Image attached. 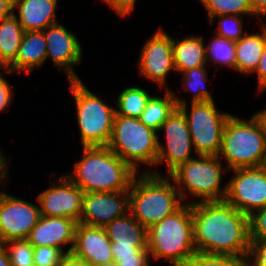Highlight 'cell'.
Returning a JSON list of instances; mask_svg holds the SVG:
<instances>
[{
  "instance_id": "obj_1",
  "label": "cell",
  "mask_w": 266,
  "mask_h": 266,
  "mask_svg": "<svg viewBox=\"0 0 266 266\" xmlns=\"http://www.w3.org/2000/svg\"><path fill=\"white\" fill-rule=\"evenodd\" d=\"M196 252L247 258L249 217L225 200L192 204Z\"/></svg>"
},
{
  "instance_id": "obj_2",
  "label": "cell",
  "mask_w": 266,
  "mask_h": 266,
  "mask_svg": "<svg viewBox=\"0 0 266 266\" xmlns=\"http://www.w3.org/2000/svg\"><path fill=\"white\" fill-rule=\"evenodd\" d=\"M136 174L108 146L82 147L72 172L64 173L84 193L129 190Z\"/></svg>"
},
{
  "instance_id": "obj_3",
  "label": "cell",
  "mask_w": 266,
  "mask_h": 266,
  "mask_svg": "<svg viewBox=\"0 0 266 266\" xmlns=\"http://www.w3.org/2000/svg\"><path fill=\"white\" fill-rule=\"evenodd\" d=\"M129 194L130 213L146 229L184 205L179 190L168 175L137 173Z\"/></svg>"
},
{
  "instance_id": "obj_4",
  "label": "cell",
  "mask_w": 266,
  "mask_h": 266,
  "mask_svg": "<svg viewBox=\"0 0 266 266\" xmlns=\"http://www.w3.org/2000/svg\"><path fill=\"white\" fill-rule=\"evenodd\" d=\"M147 248L151 260L182 266L196 252L193 235L192 204H184L174 214L147 229Z\"/></svg>"
},
{
  "instance_id": "obj_5",
  "label": "cell",
  "mask_w": 266,
  "mask_h": 266,
  "mask_svg": "<svg viewBox=\"0 0 266 266\" xmlns=\"http://www.w3.org/2000/svg\"><path fill=\"white\" fill-rule=\"evenodd\" d=\"M223 163L218 156L196 155L168 175L179 190L184 204L225 199L227 182L221 185L229 169ZM190 196L194 197L193 201Z\"/></svg>"
},
{
  "instance_id": "obj_6",
  "label": "cell",
  "mask_w": 266,
  "mask_h": 266,
  "mask_svg": "<svg viewBox=\"0 0 266 266\" xmlns=\"http://www.w3.org/2000/svg\"><path fill=\"white\" fill-rule=\"evenodd\" d=\"M108 147L136 173H151L156 166L158 132L148 128L140 119L115 113ZM141 167L145 168L141 170Z\"/></svg>"
},
{
  "instance_id": "obj_7",
  "label": "cell",
  "mask_w": 266,
  "mask_h": 266,
  "mask_svg": "<svg viewBox=\"0 0 266 266\" xmlns=\"http://www.w3.org/2000/svg\"><path fill=\"white\" fill-rule=\"evenodd\" d=\"M218 157L229 170L264 166L266 140L257 122L231 114L227 119Z\"/></svg>"
},
{
  "instance_id": "obj_8",
  "label": "cell",
  "mask_w": 266,
  "mask_h": 266,
  "mask_svg": "<svg viewBox=\"0 0 266 266\" xmlns=\"http://www.w3.org/2000/svg\"><path fill=\"white\" fill-rule=\"evenodd\" d=\"M68 82L75 102L80 144L82 147L108 146L116 113L115 106L104 103L82 80Z\"/></svg>"
},
{
  "instance_id": "obj_9",
  "label": "cell",
  "mask_w": 266,
  "mask_h": 266,
  "mask_svg": "<svg viewBox=\"0 0 266 266\" xmlns=\"http://www.w3.org/2000/svg\"><path fill=\"white\" fill-rule=\"evenodd\" d=\"M172 92L177 107L187 120L196 154L218 156L223 129L232 113L218 110L215 101L189 102L188 105L184 96L178 95L173 90Z\"/></svg>"
},
{
  "instance_id": "obj_10",
  "label": "cell",
  "mask_w": 266,
  "mask_h": 266,
  "mask_svg": "<svg viewBox=\"0 0 266 266\" xmlns=\"http://www.w3.org/2000/svg\"><path fill=\"white\" fill-rule=\"evenodd\" d=\"M164 133V141H160V133ZM194 153V154H193ZM191 134L187 120L183 112L177 107L169 118L161 125L158 131V154L155 169L151 172L155 175H169L179 165L186 163L195 157ZM166 165V173L156 170L159 165Z\"/></svg>"
},
{
  "instance_id": "obj_11",
  "label": "cell",
  "mask_w": 266,
  "mask_h": 266,
  "mask_svg": "<svg viewBox=\"0 0 266 266\" xmlns=\"http://www.w3.org/2000/svg\"><path fill=\"white\" fill-rule=\"evenodd\" d=\"M142 46L136 65L138 75L155 84L161 92V89H171L167 85V76L172 71L176 73L171 34L158 27Z\"/></svg>"
},
{
  "instance_id": "obj_12",
  "label": "cell",
  "mask_w": 266,
  "mask_h": 266,
  "mask_svg": "<svg viewBox=\"0 0 266 266\" xmlns=\"http://www.w3.org/2000/svg\"><path fill=\"white\" fill-rule=\"evenodd\" d=\"M225 201L248 217L266 206V168L248 167L229 170Z\"/></svg>"
},
{
  "instance_id": "obj_13",
  "label": "cell",
  "mask_w": 266,
  "mask_h": 266,
  "mask_svg": "<svg viewBox=\"0 0 266 266\" xmlns=\"http://www.w3.org/2000/svg\"><path fill=\"white\" fill-rule=\"evenodd\" d=\"M55 174L51 172V185L36 197L35 201L40 206V214L48 217H66L79 221L84 192L64 174H59L58 178L55 177Z\"/></svg>"
},
{
  "instance_id": "obj_14",
  "label": "cell",
  "mask_w": 266,
  "mask_h": 266,
  "mask_svg": "<svg viewBox=\"0 0 266 266\" xmlns=\"http://www.w3.org/2000/svg\"><path fill=\"white\" fill-rule=\"evenodd\" d=\"M40 216V206L5 192L0 202V243L27 239Z\"/></svg>"
},
{
  "instance_id": "obj_15",
  "label": "cell",
  "mask_w": 266,
  "mask_h": 266,
  "mask_svg": "<svg viewBox=\"0 0 266 266\" xmlns=\"http://www.w3.org/2000/svg\"><path fill=\"white\" fill-rule=\"evenodd\" d=\"M46 39V60L51 59L57 71L65 73L68 81L81 80L75 66L82 62L83 47L73 31L56 23L43 30Z\"/></svg>"
},
{
  "instance_id": "obj_16",
  "label": "cell",
  "mask_w": 266,
  "mask_h": 266,
  "mask_svg": "<svg viewBox=\"0 0 266 266\" xmlns=\"http://www.w3.org/2000/svg\"><path fill=\"white\" fill-rule=\"evenodd\" d=\"M130 213L129 190L88 192L82 197V212L78 223L104 227L114 219Z\"/></svg>"
},
{
  "instance_id": "obj_17",
  "label": "cell",
  "mask_w": 266,
  "mask_h": 266,
  "mask_svg": "<svg viewBox=\"0 0 266 266\" xmlns=\"http://www.w3.org/2000/svg\"><path fill=\"white\" fill-rule=\"evenodd\" d=\"M77 225L74 219L41 215L27 240L33 247L50 246L71 253Z\"/></svg>"
},
{
  "instance_id": "obj_18",
  "label": "cell",
  "mask_w": 266,
  "mask_h": 266,
  "mask_svg": "<svg viewBox=\"0 0 266 266\" xmlns=\"http://www.w3.org/2000/svg\"><path fill=\"white\" fill-rule=\"evenodd\" d=\"M71 253L90 266L114 261L111 241L103 227L78 223Z\"/></svg>"
},
{
  "instance_id": "obj_19",
  "label": "cell",
  "mask_w": 266,
  "mask_h": 266,
  "mask_svg": "<svg viewBox=\"0 0 266 266\" xmlns=\"http://www.w3.org/2000/svg\"><path fill=\"white\" fill-rule=\"evenodd\" d=\"M58 3V0H13V14L24 31H43L59 23L56 17Z\"/></svg>"
},
{
  "instance_id": "obj_20",
  "label": "cell",
  "mask_w": 266,
  "mask_h": 266,
  "mask_svg": "<svg viewBox=\"0 0 266 266\" xmlns=\"http://www.w3.org/2000/svg\"><path fill=\"white\" fill-rule=\"evenodd\" d=\"M46 45L43 31H25L16 57L6 69L15 74L39 69L46 62Z\"/></svg>"
},
{
  "instance_id": "obj_21",
  "label": "cell",
  "mask_w": 266,
  "mask_h": 266,
  "mask_svg": "<svg viewBox=\"0 0 266 266\" xmlns=\"http://www.w3.org/2000/svg\"><path fill=\"white\" fill-rule=\"evenodd\" d=\"M260 32H247L235 42L236 72L240 75L254 74L266 44V23H259Z\"/></svg>"
},
{
  "instance_id": "obj_22",
  "label": "cell",
  "mask_w": 266,
  "mask_h": 266,
  "mask_svg": "<svg viewBox=\"0 0 266 266\" xmlns=\"http://www.w3.org/2000/svg\"><path fill=\"white\" fill-rule=\"evenodd\" d=\"M204 36L189 35L181 39L172 37V50L176 72L181 74L183 71L195 67L208 65L206 61Z\"/></svg>"
},
{
  "instance_id": "obj_23",
  "label": "cell",
  "mask_w": 266,
  "mask_h": 266,
  "mask_svg": "<svg viewBox=\"0 0 266 266\" xmlns=\"http://www.w3.org/2000/svg\"><path fill=\"white\" fill-rule=\"evenodd\" d=\"M103 228L111 243L147 245V229L131 213L114 219Z\"/></svg>"
},
{
  "instance_id": "obj_24",
  "label": "cell",
  "mask_w": 266,
  "mask_h": 266,
  "mask_svg": "<svg viewBox=\"0 0 266 266\" xmlns=\"http://www.w3.org/2000/svg\"><path fill=\"white\" fill-rule=\"evenodd\" d=\"M163 91V96L153 93L139 118L148 128L156 132L177 108L172 89Z\"/></svg>"
},
{
  "instance_id": "obj_25",
  "label": "cell",
  "mask_w": 266,
  "mask_h": 266,
  "mask_svg": "<svg viewBox=\"0 0 266 266\" xmlns=\"http://www.w3.org/2000/svg\"><path fill=\"white\" fill-rule=\"evenodd\" d=\"M24 33L13 13L0 20V69L6 68L15 59Z\"/></svg>"
},
{
  "instance_id": "obj_26",
  "label": "cell",
  "mask_w": 266,
  "mask_h": 266,
  "mask_svg": "<svg viewBox=\"0 0 266 266\" xmlns=\"http://www.w3.org/2000/svg\"><path fill=\"white\" fill-rule=\"evenodd\" d=\"M152 95L151 91L139 84L125 87L116 97V114L139 119Z\"/></svg>"
},
{
  "instance_id": "obj_27",
  "label": "cell",
  "mask_w": 266,
  "mask_h": 266,
  "mask_svg": "<svg viewBox=\"0 0 266 266\" xmlns=\"http://www.w3.org/2000/svg\"><path fill=\"white\" fill-rule=\"evenodd\" d=\"M206 61L218 72L220 67L231 68L236 72L235 42L214 34L205 43ZM217 66V67H216ZM226 66V67H225Z\"/></svg>"
},
{
  "instance_id": "obj_28",
  "label": "cell",
  "mask_w": 266,
  "mask_h": 266,
  "mask_svg": "<svg viewBox=\"0 0 266 266\" xmlns=\"http://www.w3.org/2000/svg\"><path fill=\"white\" fill-rule=\"evenodd\" d=\"M209 67L210 66L208 65L195 67L192 69L185 70L181 73V89H183L182 91L184 92H191V103L215 100L212 96L213 94H211L209 89L206 88L207 81H210V78H208Z\"/></svg>"
},
{
  "instance_id": "obj_29",
  "label": "cell",
  "mask_w": 266,
  "mask_h": 266,
  "mask_svg": "<svg viewBox=\"0 0 266 266\" xmlns=\"http://www.w3.org/2000/svg\"><path fill=\"white\" fill-rule=\"evenodd\" d=\"M207 12L208 21L219 15L251 17L254 12L251 0H199Z\"/></svg>"
},
{
  "instance_id": "obj_30",
  "label": "cell",
  "mask_w": 266,
  "mask_h": 266,
  "mask_svg": "<svg viewBox=\"0 0 266 266\" xmlns=\"http://www.w3.org/2000/svg\"><path fill=\"white\" fill-rule=\"evenodd\" d=\"M243 19V20H242ZM218 22L214 34L231 41H238L248 30L244 29V16L238 15H219L209 20L210 26Z\"/></svg>"
},
{
  "instance_id": "obj_31",
  "label": "cell",
  "mask_w": 266,
  "mask_h": 266,
  "mask_svg": "<svg viewBox=\"0 0 266 266\" xmlns=\"http://www.w3.org/2000/svg\"><path fill=\"white\" fill-rule=\"evenodd\" d=\"M182 266H246V258L195 252Z\"/></svg>"
},
{
  "instance_id": "obj_32",
  "label": "cell",
  "mask_w": 266,
  "mask_h": 266,
  "mask_svg": "<svg viewBox=\"0 0 266 266\" xmlns=\"http://www.w3.org/2000/svg\"><path fill=\"white\" fill-rule=\"evenodd\" d=\"M3 244L12 266H34V247L27 239L10 240Z\"/></svg>"
},
{
  "instance_id": "obj_33",
  "label": "cell",
  "mask_w": 266,
  "mask_h": 266,
  "mask_svg": "<svg viewBox=\"0 0 266 266\" xmlns=\"http://www.w3.org/2000/svg\"><path fill=\"white\" fill-rule=\"evenodd\" d=\"M65 253L55 247H34V266H58Z\"/></svg>"
},
{
  "instance_id": "obj_34",
  "label": "cell",
  "mask_w": 266,
  "mask_h": 266,
  "mask_svg": "<svg viewBox=\"0 0 266 266\" xmlns=\"http://www.w3.org/2000/svg\"><path fill=\"white\" fill-rule=\"evenodd\" d=\"M246 266H266V238L250 239Z\"/></svg>"
},
{
  "instance_id": "obj_35",
  "label": "cell",
  "mask_w": 266,
  "mask_h": 266,
  "mask_svg": "<svg viewBox=\"0 0 266 266\" xmlns=\"http://www.w3.org/2000/svg\"><path fill=\"white\" fill-rule=\"evenodd\" d=\"M250 239L266 238V206L249 216Z\"/></svg>"
},
{
  "instance_id": "obj_36",
  "label": "cell",
  "mask_w": 266,
  "mask_h": 266,
  "mask_svg": "<svg viewBox=\"0 0 266 266\" xmlns=\"http://www.w3.org/2000/svg\"><path fill=\"white\" fill-rule=\"evenodd\" d=\"M3 70V71H1ZM0 70V114L7 110L12 101L14 100V90H12V85L4 77V75H13L11 71L6 68H1Z\"/></svg>"
},
{
  "instance_id": "obj_37",
  "label": "cell",
  "mask_w": 266,
  "mask_h": 266,
  "mask_svg": "<svg viewBox=\"0 0 266 266\" xmlns=\"http://www.w3.org/2000/svg\"><path fill=\"white\" fill-rule=\"evenodd\" d=\"M114 259L136 258V254H150L147 245H117L111 243Z\"/></svg>"
},
{
  "instance_id": "obj_38",
  "label": "cell",
  "mask_w": 266,
  "mask_h": 266,
  "mask_svg": "<svg viewBox=\"0 0 266 266\" xmlns=\"http://www.w3.org/2000/svg\"><path fill=\"white\" fill-rule=\"evenodd\" d=\"M106 4L118 17H128L134 13L138 0H101Z\"/></svg>"
},
{
  "instance_id": "obj_39",
  "label": "cell",
  "mask_w": 266,
  "mask_h": 266,
  "mask_svg": "<svg viewBox=\"0 0 266 266\" xmlns=\"http://www.w3.org/2000/svg\"><path fill=\"white\" fill-rule=\"evenodd\" d=\"M254 75L257 77V92L263 93L266 92V44L259 60L258 66L254 72Z\"/></svg>"
},
{
  "instance_id": "obj_40",
  "label": "cell",
  "mask_w": 266,
  "mask_h": 266,
  "mask_svg": "<svg viewBox=\"0 0 266 266\" xmlns=\"http://www.w3.org/2000/svg\"><path fill=\"white\" fill-rule=\"evenodd\" d=\"M117 266H151L150 254H136V258L114 259Z\"/></svg>"
},
{
  "instance_id": "obj_41",
  "label": "cell",
  "mask_w": 266,
  "mask_h": 266,
  "mask_svg": "<svg viewBox=\"0 0 266 266\" xmlns=\"http://www.w3.org/2000/svg\"><path fill=\"white\" fill-rule=\"evenodd\" d=\"M58 266H90L86 261L76 257L72 253L65 254Z\"/></svg>"
},
{
  "instance_id": "obj_42",
  "label": "cell",
  "mask_w": 266,
  "mask_h": 266,
  "mask_svg": "<svg viewBox=\"0 0 266 266\" xmlns=\"http://www.w3.org/2000/svg\"><path fill=\"white\" fill-rule=\"evenodd\" d=\"M254 12V18L260 20L259 23L263 22V19L266 18V0H251ZM262 17H264L262 19Z\"/></svg>"
},
{
  "instance_id": "obj_43",
  "label": "cell",
  "mask_w": 266,
  "mask_h": 266,
  "mask_svg": "<svg viewBox=\"0 0 266 266\" xmlns=\"http://www.w3.org/2000/svg\"><path fill=\"white\" fill-rule=\"evenodd\" d=\"M253 119L257 122L260 131L263 133L266 140V107L252 114Z\"/></svg>"
},
{
  "instance_id": "obj_44",
  "label": "cell",
  "mask_w": 266,
  "mask_h": 266,
  "mask_svg": "<svg viewBox=\"0 0 266 266\" xmlns=\"http://www.w3.org/2000/svg\"><path fill=\"white\" fill-rule=\"evenodd\" d=\"M13 13V0H0V20Z\"/></svg>"
},
{
  "instance_id": "obj_45",
  "label": "cell",
  "mask_w": 266,
  "mask_h": 266,
  "mask_svg": "<svg viewBox=\"0 0 266 266\" xmlns=\"http://www.w3.org/2000/svg\"><path fill=\"white\" fill-rule=\"evenodd\" d=\"M10 162L6 154L4 155L0 150V177L4 176L9 171V167H11Z\"/></svg>"
},
{
  "instance_id": "obj_46",
  "label": "cell",
  "mask_w": 266,
  "mask_h": 266,
  "mask_svg": "<svg viewBox=\"0 0 266 266\" xmlns=\"http://www.w3.org/2000/svg\"><path fill=\"white\" fill-rule=\"evenodd\" d=\"M0 266H12L9 254L3 243H0Z\"/></svg>"
},
{
  "instance_id": "obj_47",
  "label": "cell",
  "mask_w": 266,
  "mask_h": 266,
  "mask_svg": "<svg viewBox=\"0 0 266 266\" xmlns=\"http://www.w3.org/2000/svg\"><path fill=\"white\" fill-rule=\"evenodd\" d=\"M9 175L10 174H9V171H8L4 176L0 177V189H1V187H3V188L6 187L5 185H7V183H9V181H10V179H9L10 176ZM5 192L6 191H4V190H0V202H1L2 197L4 196Z\"/></svg>"
},
{
  "instance_id": "obj_48",
  "label": "cell",
  "mask_w": 266,
  "mask_h": 266,
  "mask_svg": "<svg viewBox=\"0 0 266 266\" xmlns=\"http://www.w3.org/2000/svg\"><path fill=\"white\" fill-rule=\"evenodd\" d=\"M94 266H117L115 261L109 262V263H102V264H97Z\"/></svg>"
}]
</instances>
